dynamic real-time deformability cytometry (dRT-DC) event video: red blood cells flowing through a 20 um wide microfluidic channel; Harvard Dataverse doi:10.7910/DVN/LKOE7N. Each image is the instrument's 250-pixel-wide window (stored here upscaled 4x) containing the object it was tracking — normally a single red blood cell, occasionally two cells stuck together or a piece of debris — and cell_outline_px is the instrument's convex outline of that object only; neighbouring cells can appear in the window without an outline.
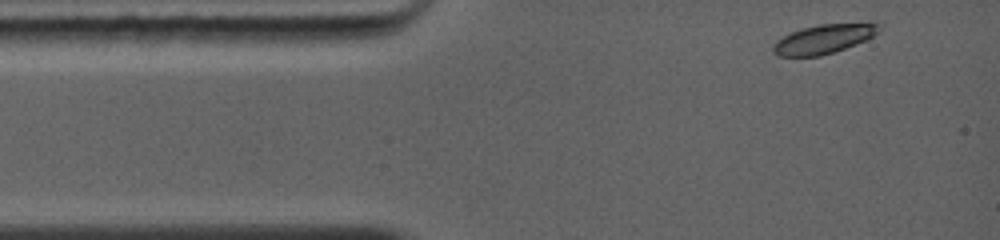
{"species": "common noctule bat (a hibernating species)", "species_latin": "Nyctalus noctula", "temperature_condition": "warm", "stored_images_in_passage": 6, "camera_frame_rate_fps": 5000, "um_per_image_px": 0.085, "animal": {"sex": "female", "body_mass_g": 19.0, "forearm_length_mm": 56.7}, "frame": {"image": 1, "passage_image": 1, "time_ms": 0.0, "image_size_px": [1000, 240], "cell_outline_px": [[880, 32], [856, 44], [820, 56], [776, 56], [772, 52], [772, 44], [776, 40], [792, 32], [804, 28], [820, 24], [880, 24]], "centroid_in_image_um": [69.94, 3.34], "position_along_channel_um": 15.1, "area_um2": 17.57}}
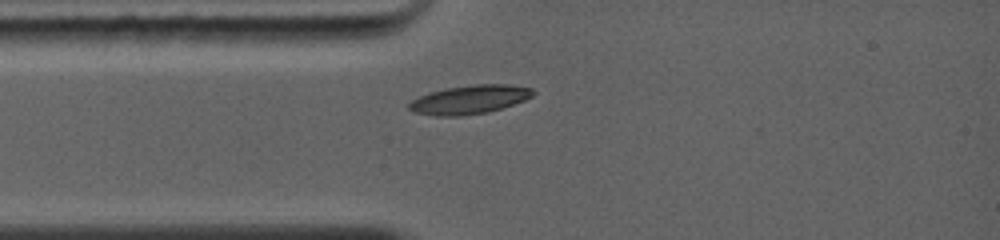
{"frame": {"image": 2, "passage_image": 4, "time_ms": 1.8, "image_size_px": [1000, 240], "cell_outline_px": [[536, 92], [532, 96], [524, 100], [488, 112], [460, 116], [436, 116], [416, 112], [408, 108], [408, 104], [412, 100], [420, 96], [444, 88], [476, 84], [508, 84], [532, 88]], "centroid_in_image_um": [39.92, 8.45], "position_along_channel_um": 45.1, "area_um2": 20.58}}
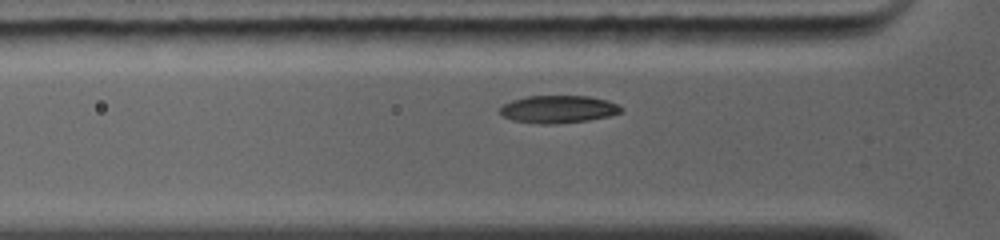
{"frame": {"image": 3, "passage_image": 6, "time_ms": 2.6, "image_size_px": [1000, 240], "cell_outline_px": [[624, 108], [620, 112], [608, 116], [588, 120], [556, 124], [540, 124], [512, 120], [504, 116], [500, 112], [500, 108], [504, 104], [512, 100], [528, 96], [588, 96], [608, 100]], "centroid_in_image_um": [47.45, 9.28], "position_along_channel_um": 78.3, "area_um2": 19.36}}